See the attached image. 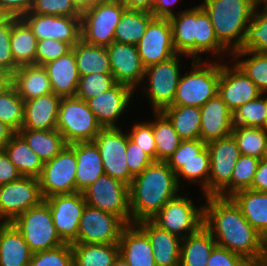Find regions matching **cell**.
<instances>
[{
	"mask_svg": "<svg viewBox=\"0 0 267 266\" xmlns=\"http://www.w3.org/2000/svg\"><path fill=\"white\" fill-rule=\"evenodd\" d=\"M50 79L52 92L60 97H75L80 74L73 48L58 59L43 65Z\"/></svg>",
	"mask_w": 267,
	"mask_h": 266,
	"instance_id": "25",
	"label": "cell"
},
{
	"mask_svg": "<svg viewBox=\"0 0 267 266\" xmlns=\"http://www.w3.org/2000/svg\"><path fill=\"white\" fill-rule=\"evenodd\" d=\"M22 175L16 166L10 161L9 156L0 149V185L8 184L18 180Z\"/></svg>",
	"mask_w": 267,
	"mask_h": 266,
	"instance_id": "59",
	"label": "cell"
},
{
	"mask_svg": "<svg viewBox=\"0 0 267 266\" xmlns=\"http://www.w3.org/2000/svg\"><path fill=\"white\" fill-rule=\"evenodd\" d=\"M218 41L230 52L240 49L254 8L242 0H203Z\"/></svg>",
	"mask_w": 267,
	"mask_h": 266,
	"instance_id": "3",
	"label": "cell"
},
{
	"mask_svg": "<svg viewBox=\"0 0 267 266\" xmlns=\"http://www.w3.org/2000/svg\"><path fill=\"white\" fill-rule=\"evenodd\" d=\"M15 132L0 120V149L10 141Z\"/></svg>",
	"mask_w": 267,
	"mask_h": 266,
	"instance_id": "64",
	"label": "cell"
},
{
	"mask_svg": "<svg viewBox=\"0 0 267 266\" xmlns=\"http://www.w3.org/2000/svg\"><path fill=\"white\" fill-rule=\"evenodd\" d=\"M237 143L240 154L262 159L267 133L263 128L234 126L231 133Z\"/></svg>",
	"mask_w": 267,
	"mask_h": 266,
	"instance_id": "46",
	"label": "cell"
},
{
	"mask_svg": "<svg viewBox=\"0 0 267 266\" xmlns=\"http://www.w3.org/2000/svg\"><path fill=\"white\" fill-rule=\"evenodd\" d=\"M177 13L169 18L174 48L195 60L196 6Z\"/></svg>",
	"mask_w": 267,
	"mask_h": 266,
	"instance_id": "32",
	"label": "cell"
},
{
	"mask_svg": "<svg viewBox=\"0 0 267 266\" xmlns=\"http://www.w3.org/2000/svg\"><path fill=\"white\" fill-rule=\"evenodd\" d=\"M136 225L150 240L156 266H179L182 239L161 229L151 220H143Z\"/></svg>",
	"mask_w": 267,
	"mask_h": 266,
	"instance_id": "24",
	"label": "cell"
},
{
	"mask_svg": "<svg viewBox=\"0 0 267 266\" xmlns=\"http://www.w3.org/2000/svg\"><path fill=\"white\" fill-rule=\"evenodd\" d=\"M203 226L217 246L243 256L249 262L260 259V234L248 223L230 197L204 196Z\"/></svg>",
	"mask_w": 267,
	"mask_h": 266,
	"instance_id": "1",
	"label": "cell"
},
{
	"mask_svg": "<svg viewBox=\"0 0 267 266\" xmlns=\"http://www.w3.org/2000/svg\"><path fill=\"white\" fill-rule=\"evenodd\" d=\"M249 3L254 9L258 6H261L264 3V0H242Z\"/></svg>",
	"mask_w": 267,
	"mask_h": 266,
	"instance_id": "68",
	"label": "cell"
},
{
	"mask_svg": "<svg viewBox=\"0 0 267 266\" xmlns=\"http://www.w3.org/2000/svg\"><path fill=\"white\" fill-rule=\"evenodd\" d=\"M12 85L24 101L52 93L50 79L43 65L18 67L12 74Z\"/></svg>",
	"mask_w": 267,
	"mask_h": 266,
	"instance_id": "28",
	"label": "cell"
},
{
	"mask_svg": "<svg viewBox=\"0 0 267 266\" xmlns=\"http://www.w3.org/2000/svg\"><path fill=\"white\" fill-rule=\"evenodd\" d=\"M134 90L116 83L112 88L87 101L90 110L103 128L120 127L116 123L131 101Z\"/></svg>",
	"mask_w": 267,
	"mask_h": 266,
	"instance_id": "21",
	"label": "cell"
},
{
	"mask_svg": "<svg viewBox=\"0 0 267 266\" xmlns=\"http://www.w3.org/2000/svg\"><path fill=\"white\" fill-rule=\"evenodd\" d=\"M168 166L175 172L180 185L181 178L190 183L201 184L203 196H208V179L210 173V154L205 147L201 151V159L167 160Z\"/></svg>",
	"mask_w": 267,
	"mask_h": 266,
	"instance_id": "37",
	"label": "cell"
},
{
	"mask_svg": "<svg viewBox=\"0 0 267 266\" xmlns=\"http://www.w3.org/2000/svg\"><path fill=\"white\" fill-rule=\"evenodd\" d=\"M203 62V63H202ZM192 61V70L180 76L172 105L201 107L218 92L220 63Z\"/></svg>",
	"mask_w": 267,
	"mask_h": 266,
	"instance_id": "4",
	"label": "cell"
},
{
	"mask_svg": "<svg viewBox=\"0 0 267 266\" xmlns=\"http://www.w3.org/2000/svg\"><path fill=\"white\" fill-rule=\"evenodd\" d=\"M153 18L154 16L149 11L125 9L116 26L114 41L136 45Z\"/></svg>",
	"mask_w": 267,
	"mask_h": 266,
	"instance_id": "40",
	"label": "cell"
},
{
	"mask_svg": "<svg viewBox=\"0 0 267 266\" xmlns=\"http://www.w3.org/2000/svg\"><path fill=\"white\" fill-rule=\"evenodd\" d=\"M161 112L173 124L182 140L200 139L201 112L199 107L170 105Z\"/></svg>",
	"mask_w": 267,
	"mask_h": 266,
	"instance_id": "39",
	"label": "cell"
},
{
	"mask_svg": "<svg viewBox=\"0 0 267 266\" xmlns=\"http://www.w3.org/2000/svg\"><path fill=\"white\" fill-rule=\"evenodd\" d=\"M125 226L118 216L86 204L73 243L118 244Z\"/></svg>",
	"mask_w": 267,
	"mask_h": 266,
	"instance_id": "13",
	"label": "cell"
},
{
	"mask_svg": "<svg viewBox=\"0 0 267 266\" xmlns=\"http://www.w3.org/2000/svg\"><path fill=\"white\" fill-rule=\"evenodd\" d=\"M263 5L262 11L258 10L259 6L255 8L252 19L247 25L244 41L237 51L267 53V2L264 1Z\"/></svg>",
	"mask_w": 267,
	"mask_h": 266,
	"instance_id": "44",
	"label": "cell"
},
{
	"mask_svg": "<svg viewBox=\"0 0 267 266\" xmlns=\"http://www.w3.org/2000/svg\"><path fill=\"white\" fill-rule=\"evenodd\" d=\"M261 238V256L260 258L267 259V230L260 235Z\"/></svg>",
	"mask_w": 267,
	"mask_h": 266,
	"instance_id": "66",
	"label": "cell"
},
{
	"mask_svg": "<svg viewBox=\"0 0 267 266\" xmlns=\"http://www.w3.org/2000/svg\"><path fill=\"white\" fill-rule=\"evenodd\" d=\"M101 1L103 0H73L74 4L81 12L90 7H93L95 4Z\"/></svg>",
	"mask_w": 267,
	"mask_h": 266,
	"instance_id": "65",
	"label": "cell"
},
{
	"mask_svg": "<svg viewBox=\"0 0 267 266\" xmlns=\"http://www.w3.org/2000/svg\"><path fill=\"white\" fill-rule=\"evenodd\" d=\"M200 112V139L206 144L232 133L233 112L218 94L202 105Z\"/></svg>",
	"mask_w": 267,
	"mask_h": 266,
	"instance_id": "22",
	"label": "cell"
},
{
	"mask_svg": "<svg viewBox=\"0 0 267 266\" xmlns=\"http://www.w3.org/2000/svg\"><path fill=\"white\" fill-rule=\"evenodd\" d=\"M263 130L267 133V119H266V122H265V124L263 126Z\"/></svg>",
	"mask_w": 267,
	"mask_h": 266,
	"instance_id": "72",
	"label": "cell"
},
{
	"mask_svg": "<svg viewBox=\"0 0 267 266\" xmlns=\"http://www.w3.org/2000/svg\"><path fill=\"white\" fill-rule=\"evenodd\" d=\"M217 246L212 234L202 226L181 241L179 266H206Z\"/></svg>",
	"mask_w": 267,
	"mask_h": 266,
	"instance_id": "31",
	"label": "cell"
},
{
	"mask_svg": "<svg viewBox=\"0 0 267 266\" xmlns=\"http://www.w3.org/2000/svg\"><path fill=\"white\" fill-rule=\"evenodd\" d=\"M263 159H267V140H266V146H265V152L263 155Z\"/></svg>",
	"mask_w": 267,
	"mask_h": 266,
	"instance_id": "71",
	"label": "cell"
},
{
	"mask_svg": "<svg viewBox=\"0 0 267 266\" xmlns=\"http://www.w3.org/2000/svg\"><path fill=\"white\" fill-rule=\"evenodd\" d=\"M259 95L233 112L234 126L263 128L267 119V96Z\"/></svg>",
	"mask_w": 267,
	"mask_h": 266,
	"instance_id": "48",
	"label": "cell"
},
{
	"mask_svg": "<svg viewBox=\"0 0 267 266\" xmlns=\"http://www.w3.org/2000/svg\"><path fill=\"white\" fill-rule=\"evenodd\" d=\"M230 198L240 208L248 223L262 235L267 230V192L245 189Z\"/></svg>",
	"mask_w": 267,
	"mask_h": 266,
	"instance_id": "30",
	"label": "cell"
},
{
	"mask_svg": "<svg viewBox=\"0 0 267 266\" xmlns=\"http://www.w3.org/2000/svg\"><path fill=\"white\" fill-rule=\"evenodd\" d=\"M248 266H267V259L260 258L258 260L249 262Z\"/></svg>",
	"mask_w": 267,
	"mask_h": 266,
	"instance_id": "67",
	"label": "cell"
},
{
	"mask_svg": "<svg viewBox=\"0 0 267 266\" xmlns=\"http://www.w3.org/2000/svg\"><path fill=\"white\" fill-rule=\"evenodd\" d=\"M251 190L267 192V159H261L254 175Z\"/></svg>",
	"mask_w": 267,
	"mask_h": 266,
	"instance_id": "60",
	"label": "cell"
},
{
	"mask_svg": "<svg viewBox=\"0 0 267 266\" xmlns=\"http://www.w3.org/2000/svg\"><path fill=\"white\" fill-rule=\"evenodd\" d=\"M214 53L215 56L230 53L217 39L208 13L201 5L196 6L195 60L200 55ZM228 52V53H227Z\"/></svg>",
	"mask_w": 267,
	"mask_h": 266,
	"instance_id": "41",
	"label": "cell"
},
{
	"mask_svg": "<svg viewBox=\"0 0 267 266\" xmlns=\"http://www.w3.org/2000/svg\"><path fill=\"white\" fill-rule=\"evenodd\" d=\"M248 264L249 261L243 256L235 254L226 248L216 246L206 266H248Z\"/></svg>",
	"mask_w": 267,
	"mask_h": 266,
	"instance_id": "56",
	"label": "cell"
},
{
	"mask_svg": "<svg viewBox=\"0 0 267 266\" xmlns=\"http://www.w3.org/2000/svg\"><path fill=\"white\" fill-rule=\"evenodd\" d=\"M182 56L186 57L177 53L165 61L145 68L142 85L143 82L147 84L144 94L150 100L153 112H161L173 104L182 72L179 65V57Z\"/></svg>",
	"mask_w": 267,
	"mask_h": 266,
	"instance_id": "8",
	"label": "cell"
},
{
	"mask_svg": "<svg viewBox=\"0 0 267 266\" xmlns=\"http://www.w3.org/2000/svg\"><path fill=\"white\" fill-rule=\"evenodd\" d=\"M34 0H0V8L13 18H22L30 12Z\"/></svg>",
	"mask_w": 267,
	"mask_h": 266,
	"instance_id": "58",
	"label": "cell"
},
{
	"mask_svg": "<svg viewBox=\"0 0 267 266\" xmlns=\"http://www.w3.org/2000/svg\"><path fill=\"white\" fill-rule=\"evenodd\" d=\"M73 266H113L119 244L72 243Z\"/></svg>",
	"mask_w": 267,
	"mask_h": 266,
	"instance_id": "34",
	"label": "cell"
},
{
	"mask_svg": "<svg viewBox=\"0 0 267 266\" xmlns=\"http://www.w3.org/2000/svg\"><path fill=\"white\" fill-rule=\"evenodd\" d=\"M111 73L116 83L131 87L134 91L142 84L145 67L136 45L112 42L107 46Z\"/></svg>",
	"mask_w": 267,
	"mask_h": 266,
	"instance_id": "20",
	"label": "cell"
},
{
	"mask_svg": "<svg viewBox=\"0 0 267 266\" xmlns=\"http://www.w3.org/2000/svg\"><path fill=\"white\" fill-rule=\"evenodd\" d=\"M180 195L169 200L150 220L161 229L184 239L203 226L204 207L202 204L197 208L187 194Z\"/></svg>",
	"mask_w": 267,
	"mask_h": 266,
	"instance_id": "9",
	"label": "cell"
},
{
	"mask_svg": "<svg viewBox=\"0 0 267 266\" xmlns=\"http://www.w3.org/2000/svg\"><path fill=\"white\" fill-rule=\"evenodd\" d=\"M22 19L29 25L38 41L55 39L72 47L81 39V17L25 14Z\"/></svg>",
	"mask_w": 267,
	"mask_h": 266,
	"instance_id": "18",
	"label": "cell"
},
{
	"mask_svg": "<svg viewBox=\"0 0 267 266\" xmlns=\"http://www.w3.org/2000/svg\"><path fill=\"white\" fill-rule=\"evenodd\" d=\"M37 38L22 18L12 17L10 47L14 62L20 67L35 64Z\"/></svg>",
	"mask_w": 267,
	"mask_h": 266,
	"instance_id": "33",
	"label": "cell"
},
{
	"mask_svg": "<svg viewBox=\"0 0 267 266\" xmlns=\"http://www.w3.org/2000/svg\"><path fill=\"white\" fill-rule=\"evenodd\" d=\"M12 85V73L0 66V94Z\"/></svg>",
	"mask_w": 267,
	"mask_h": 266,
	"instance_id": "63",
	"label": "cell"
},
{
	"mask_svg": "<svg viewBox=\"0 0 267 266\" xmlns=\"http://www.w3.org/2000/svg\"><path fill=\"white\" fill-rule=\"evenodd\" d=\"M72 49V46L63 41L55 39H44L37 41L35 64L44 65L47 62L58 59Z\"/></svg>",
	"mask_w": 267,
	"mask_h": 266,
	"instance_id": "52",
	"label": "cell"
},
{
	"mask_svg": "<svg viewBox=\"0 0 267 266\" xmlns=\"http://www.w3.org/2000/svg\"><path fill=\"white\" fill-rule=\"evenodd\" d=\"M18 133L44 163L52 160L67 144L57 130L21 129Z\"/></svg>",
	"mask_w": 267,
	"mask_h": 266,
	"instance_id": "36",
	"label": "cell"
},
{
	"mask_svg": "<svg viewBox=\"0 0 267 266\" xmlns=\"http://www.w3.org/2000/svg\"><path fill=\"white\" fill-rule=\"evenodd\" d=\"M126 161L129 173L135 177L155 160L138 144L132 141L127 133Z\"/></svg>",
	"mask_w": 267,
	"mask_h": 266,
	"instance_id": "54",
	"label": "cell"
},
{
	"mask_svg": "<svg viewBox=\"0 0 267 266\" xmlns=\"http://www.w3.org/2000/svg\"><path fill=\"white\" fill-rule=\"evenodd\" d=\"M217 94L234 112L237 108L256 99L261 92L255 83L234 63L220 64V78Z\"/></svg>",
	"mask_w": 267,
	"mask_h": 266,
	"instance_id": "19",
	"label": "cell"
},
{
	"mask_svg": "<svg viewBox=\"0 0 267 266\" xmlns=\"http://www.w3.org/2000/svg\"><path fill=\"white\" fill-rule=\"evenodd\" d=\"M9 16L0 8V25H2Z\"/></svg>",
	"mask_w": 267,
	"mask_h": 266,
	"instance_id": "70",
	"label": "cell"
},
{
	"mask_svg": "<svg viewBox=\"0 0 267 266\" xmlns=\"http://www.w3.org/2000/svg\"><path fill=\"white\" fill-rule=\"evenodd\" d=\"M94 142L100 151L104 173L130 185L133 176L126 161L127 133L120 127L103 128Z\"/></svg>",
	"mask_w": 267,
	"mask_h": 266,
	"instance_id": "14",
	"label": "cell"
},
{
	"mask_svg": "<svg viewBox=\"0 0 267 266\" xmlns=\"http://www.w3.org/2000/svg\"><path fill=\"white\" fill-rule=\"evenodd\" d=\"M210 154L208 196H217L230 182L240 151L232 134L206 144Z\"/></svg>",
	"mask_w": 267,
	"mask_h": 266,
	"instance_id": "15",
	"label": "cell"
},
{
	"mask_svg": "<svg viewBox=\"0 0 267 266\" xmlns=\"http://www.w3.org/2000/svg\"><path fill=\"white\" fill-rule=\"evenodd\" d=\"M175 172L166 162L154 161L129 185V207L132 224L150 220L171 199L179 195Z\"/></svg>",
	"mask_w": 267,
	"mask_h": 266,
	"instance_id": "2",
	"label": "cell"
},
{
	"mask_svg": "<svg viewBox=\"0 0 267 266\" xmlns=\"http://www.w3.org/2000/svg\"><path fill=\"white\" fill-rule=\"evenodd\" d=\"M68 146L75 152L76 190L82 193L105 174L100 151L94 141L77 142Z\"/></svg>",
	"mask_w": 267,
	"mask_h": 266,
	"instance_id": "26",
	"label": "cell"
},
{
	"mask_svg": "<svg viewBox=\"0 0 267 266\" xmlns=\"http://www.w3.org/2000/svg\"><path fill=\"white\" fill-rule=\"evenodd\" d=\"M153 116L156 161L166 162L180 146L182 139L175 131L173 124L162 112H154Z\"/></svg>",
	"mask_w": 267,
	"mask_h": 266,
	"instance_id": "42",
	"label": "cell"
},
{
	"mask_svg": "<svg viewBox=\"0 0 267 266\" xmlns=\"http://www.w3.org/2000/svg\"><path fill=\"white\" fill-rule=\"evenodd\" d=\"M56 129L67 145L94 141L103 129L88 103L77 97H62L59 105Z\"/></svg>",
	"mask_w": 267,
	"mask_h": 266,
	"instance_id": "5",
	"label": "cell"
},
{
	"mask_svg": "<svg viewBox=\"0 0 267 266\" xmlns=\"http://www.w3.org/2000/svg\"><path fill=\"white\" fill-rule=\"evenodd\" d=\"M179 0H154L152 15L156 18H170L174 16L173 5Z\"/></svg>",
	"mask_w": 267,
	"mask_h": 266,
	"instance_id": "61",
	"label": "cell"
},
{
	"mask_svg": "<svg viewBox=\"0 0 267 266\" xmlns=\"http://www.w3.org/2000/svg\"><path fill=\"white\" fill-rule=\"evenodd\" d=\"M126 7L119 0H103L81 13V39L90 45L109 46Z\"/></svg>",
	"mask_w": 267,
	"mask_h": 266,
	"instance_id": "6",
	"label": "cell"
},
{
	"mask_svg": "<svg viewBox=\"0 0 267 266\" xmlns=\"http://www.w3.org/2000/svg\"><path fill=\"white\" fill-rule=\"evenodd\" d=\"M260 160L241 154L234 166L231 182L217 196L230 197L238 191L250 189Z\"/></svg>",
	"mask_w": 267,
	"mask_h": 266,
	"instance_id": "45",
	"label": "cell"
},
{
	"mask_svg": "<svg viewBox=\"0 0 267 266\" xmlns=\"http://www.w3.org/2000/svg\"><path fill=\"white\" fill-rule=\"evenodd\" d=\"M30 12L66 17H81L82 13L73 0H34Z\"/></svg>",
	"mask_w": 267,
	"mask_h": 266,
	"instance_id": "51",
	"label": "cell"
},
{
	"mask_svg": "<svg viewBox=\"0 0 267 266\" xmlns=\"http://www.w3.org/2000/svg\"><path fill=\"white\" fill-rule=\"evenodd\" d=\"M3 149L22 176L39 177L43 162L18 132L12 135Z\"/></svg>",
	"mask_w": 267,
	"mask_h": 266,
	"instance_id": "35",
	"label": "cell"
},
{
	"mask_svg": "<svg viewBox=\"0 0 267 266\" xmlns=\"http://www.w3.org/2000/svg\"><path fill=\"white\" fill-rule=\"evenodd\" d=\"M62 97L55 93L41 95L24 101V120L21 129H56Z\"/></svg>",
	"mask_w": 267,
	"mask_h": 266,
	"instance_id": "23",
	"label": "cell"
},
{
	"mask_svg": "<svg viewBox=\"0 0 267 266\" xmlns=\"http://www.w3.org/2000/svg\"><path fill=\"white\" fill-rule=\"evenodd\" d=\"M0 120L14 132H18L22 128L24 100L13 85L0 94Z\"/></svg>",
	"mask_w": 267,
	"mask_h": 266,
	"instance_id": "47",
	"label": "cell"
},
{
	"mask_svg": "<svg viewBox=\"0 0 267 266\" xmlns=\"http://www.w3.org/2000/svg\"><path fill=\"white\" fill-rule=\"evenodd\" d=\"M206 143L201 139L182 140L180 146L168 158V160H190L201 159V151Z\"/></svg>",
	"mask_w": 267,
	"mask_h": 266,
	"instance_id": "57",
	"label": "cell"
},
{
	"mask_svg": "<svg viewBox=\"0 0 267 266\" xmlns=\"http://www.w3.org/2000/svg\"><path fill=\"white\" fill-rule=\"evenodd\" d=\"M120 256L130 266H156L147 235L136 225H126L120 234Z\"/></svg>",
	"mask_w": 267,
	"mask_h": 266,
	"instance_id": "27",
	"label": "cell"
},
{
	"mask_svg": "<svg viewBox=\"0 0 267 266\" xmlns=\"http://www.w3.org/2000/svg\"><path fill=\"white\" fill-rule=\"evenodd\" d=\"M72 48L80 77L97 72L111 73L107 47L90 45L80 39Z\"/></svg>",
	"mask_w": 267,
	"mask_h": 266,
	"instance_id": "38",
	"label": "cell"
},
{
	"mask_svg": "<svg viewBox=\"0 0 267 266\" xmlns=\"http://www.w3.org/2000/svg\"><path fill=\"white\" fill-rule=\"evenodd\" d=\"M131 132H128L129 138L139 145L156 161V144L153 135V121L139 122L132 126Z\"/></svg>",
	"mask_w": 267,
	"mask_h": 266,
	"instance_id": "53",
	"label": "cell"
},
{
	"mask_svg": "<svg viewBox=\"0 0 267 266\" xmlns=\"http://www.w3.org/2000/svg\"><path fill=\"white\" fill-rule=\"evenodd\" d=\"M11 33L12 17H9L2 25H0V66L13 74L19 66L14 62L11 52Z\"/></svg>",
	"mask_w": 267,
	"mask_h": 266,
	"instance_id": "55",
	"label": "cell"
},
{
	"mask_svg": "<svg viewBox=\"0 0 267 266\" xmlns=\"http://www.w3.org/2000/svg\"><path fill=\"white\" fill-rule=\"evenodd\" d=\"M82 193L86 204L118 216L126 225L132 224L129 185L104 174Z\"/></svg>",
	"mask_w": 267,
	"mask_h": 266,
	"instance_id": "10",
	"label": "cell"
},
{
	"mask_svg": "<svg viewBox=\"0 0 267 266\" xmlns=\"http://www.w3.org/2000/svg\"><path fill=\"white\" fill-rule=\"evenodd\" d=\"M116 84L112 73H92L80 77L75 97L88 101Z\"/></svg>",
	"mask_w": 267,
	"mask_h": 266,
	"instance_id": "49",
	"label": "cell"
},
{
	"mask_svg": "<svg viewBox=\"0 0 267 266\" xmlns=\"http://www.w3.org/2000/svg\"><path fill=\"white\" fill-rule=\"evenodd\" d=\"M28 266H73L71 244L64 243L52 249L33 253Z\"/></svg>",
	"mask_w": 267,
	"mask_h": 266,
	"instance_id": "50",
	"label": "cell"
},
{
	"mask_svg": "<svg viewBox=\"0 0 267 266\" xmlns=\"http://www.w3.org/2000/svg\"><path fill=\"white\" fill-rule=\"evenodd\" d=\"M113 266H130L122 256L119 255V257L114 262Z\"/></svg>",
	"mask_w": 267,
	"mask_h": 266,
	"instance_id": "69",
	"label": "cell"
},
{
	"mask_svg": "<svg viewBox=\"0 0 267 266\" xmlns=\"http://www.w3.org/2000/svg\"><path fill=\"white\" fill-rule=\"evenodd\" d=\"M235 64L255 83L261 94H267V53L251 50L235 51L231 54ZM247 56V59H237Z\"/></svg>",
	"mask_w": 267,
	"mask_h": 266,
	"instance_id": "43",
	"label": "cell"
},
{
	"mask_svg": "<svg viewBox=\"0 0 267 266\" xmlns=\"http://www.w3.org/2000/svg\"><path fill=\"white\" fill-rule=\"evenodd\" d=\"M126 9L144 10L152 12L154 0H119Z\"/></svg>",
	"mask_w": 267,
	"mask_h": 266,
	"instance_id": "62",
	"label": "cell"
},
{
	"mask_svg": "<svg viewBox=\"0 0 267 266\" xmlns=\"http://www.w3.org/2000/svg\"><path fill=\"white\" fill-rule=\"evenodd\" d=\"M12 224L21 233L32 253L64 244L56 232L49 205L44 200L20 214Z\"/></svg>",
	"mask_w": 267,
	"mask_h": 266,
	"instance_id": "7",
	"label": "cell"
},
{
	"mask_svg": "<svg viewBox=\"0 0 267 266\" xmlns=\"http://www.w3.org/2000/svg\"><path fill=\"white\" fill-rule=\"evenodd\" d=\"M38 178L22 176L0 185V222L12 223L20 214L43 201Z\"/></svg>",
	"mask_w": 267,
	"mask_h": 266,
	"instance_id": "12",
	"label": "cell"
},
{
	"mask_svg": "<svg viewBox=\"0 0 267 266\" xmlns=\"http://www.w3.org/2000/svg\"><path fill=\"white\" fill-rule=\"evenodd\" d=\"M44 201L49 205L57 234L64 243L77 239L79 222L86 206L83 193L57 194Z\"/></svg>",
	"mask_w": 267,
	"mask_h": 266,
	"instance_id": "16",
	"label": "cell"
},
{
	"mask_svg": "<svg viewBox=\"0 0 267 266\" xmlns=\"http://www.w3.org/2000/svg\"><path fill=\"white\" fill-rule=\"evenodd\" d=\"M32 254L12 223H0V266H28Z\"/></svg>",
	"mask_w": 267,
	"mask_h": 266,
	"instance_id": "29",
	"label": "cell"
},
{
	"mask_svg": "<svg viewBox=\"0 0 267 266\" xmlns=\"http://www.w3.org/2000/svg\"><path fill=\"white\" fill-rule=\"evenodd\" d=\"M136 47L145 68L177 54L169 18L154 17Z\"/></svg>",
	"mask_w": 267,
	"mask_h": 266,
	"instance_id": "17",
	"label": "cell"
},
{
	"mask_svg": "<svg viewBox=\"0 0 267 266\" xmlns=\"http://www.w3.org/2000/svg\"><path fill=\"white\" fill-rule=\"evenodd\" d=\"M76 167L75 152L68 145L44 163L38 177L43 199L57 194L76 193Z\"/></svg>",
	"mask_w": 267,
	"mask_h": 266,
	"instance_id": "11",
	"label": "cell"
}]
</instances>
